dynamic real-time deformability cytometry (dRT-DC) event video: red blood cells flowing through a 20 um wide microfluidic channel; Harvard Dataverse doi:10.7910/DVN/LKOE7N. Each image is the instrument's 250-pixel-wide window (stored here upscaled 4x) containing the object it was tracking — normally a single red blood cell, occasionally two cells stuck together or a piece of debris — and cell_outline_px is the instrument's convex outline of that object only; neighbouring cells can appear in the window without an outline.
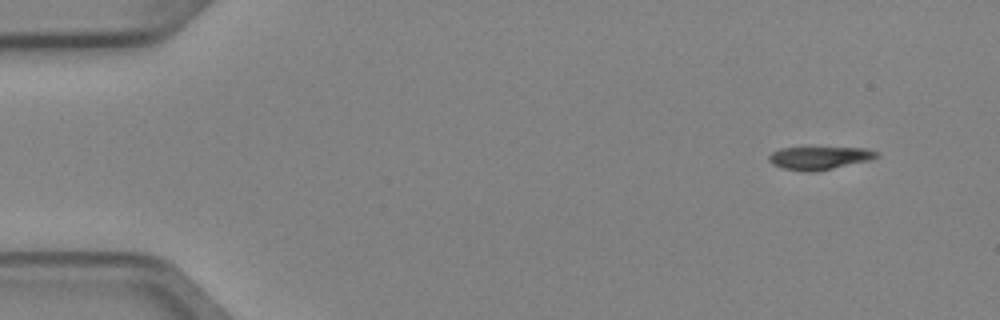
{"species": "Egyptian fruit bat (a non-hibernating species)", "species_latin": "Rousettus aegyptiacus", "temperature_condition": "cold", "stored_images_in_passage": 4, "camera_frame_rate_fps": 3000, "um_per_image_px": 0.085, "animal": {"sex": "female"}, "frame": {"image": 1, "passage_image": 1, "time_ms": 0.0, "image_size_px": [1000, 320], "cell_outline_px": [[876, 156], [868, 160], [832, 168], [812, 172], [784, 168], [772, 164], [768, 160], [768, 156], [772, 152], [780, 148], [868, 148], [876, 152]], "centroid_in_image_um": [69.58, 13.42], "position_along_channel_um": 15.4, "area_um2": 13.93}}
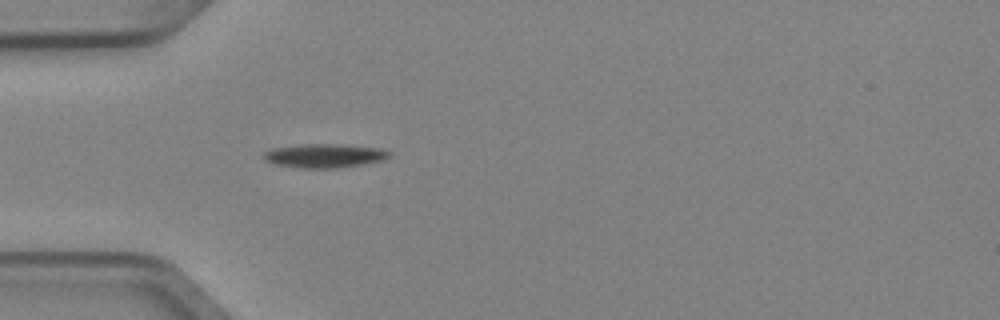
{"frame": {"image": 2, "passage_image": 4, "time_ms": 1.0, "image_size_px": [1000, 320], "cell_outline_px": [[392, 156], [384, 160], [364, 164], [340, 168], [300, 168], [276, 164], [264, 160], [264, 152], [272, 148], [304, 144], [336, 144], [380, 148], [392, 152]], "centroid_in_image_um": [27.63, 13.24], "position_along_channel_um": 57.4, "area_um2": 17.57}}